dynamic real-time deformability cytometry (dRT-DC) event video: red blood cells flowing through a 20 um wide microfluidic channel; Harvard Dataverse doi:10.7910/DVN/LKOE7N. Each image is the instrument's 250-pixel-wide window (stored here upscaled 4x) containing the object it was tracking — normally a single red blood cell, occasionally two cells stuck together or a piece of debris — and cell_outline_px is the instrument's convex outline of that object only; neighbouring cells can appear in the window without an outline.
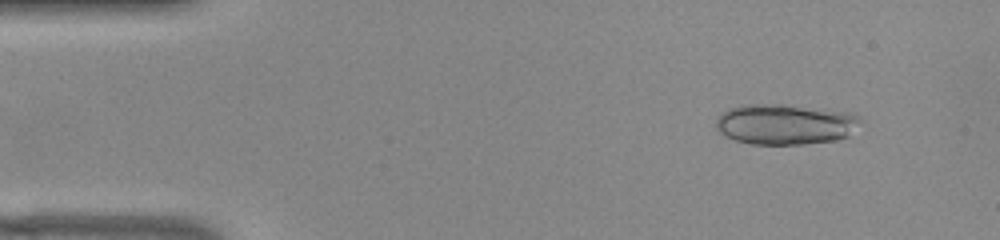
{"species": "common noctule bat (a hibernating species)", "species_latin": "Nyctalus noctula", "temperature_condition": "warm", "stored_images_in_passage": 49, "camera_frame_rate_fps": 3000, "um_per_image_px": 0.085, "animal": {"sex": "female", "body_mass_g": 22.0, "forearm_length_mm": 56.7}, "frame": {"image": 1, "passage_image": 3, "time_ms": 0.667, "image_size_px": [1000, 240], "cell_outline_px": [[864, 120], [848, 136], [836, 140], [804, 144], [752, 144], [736, 140], [720, 132], [716, 128], [716, 120], [720, 112], [728, 108], [744, 104], [780, 104], [852, 112], [860, 116]], "centroid_in_image_um": [66.77, 10.55], "position_along_channel_um": 18.2, "area_um2": 34.39}}
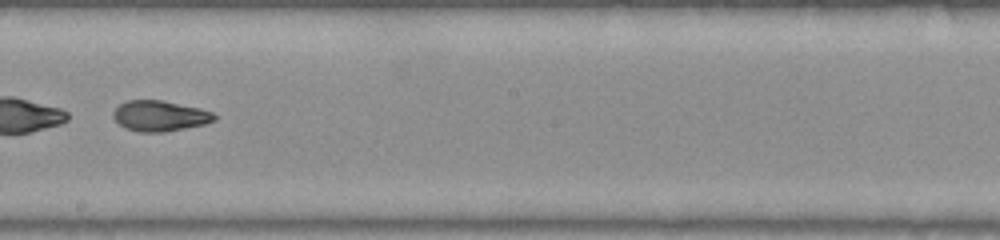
{"frame": {"image": 2, "passage_image": 27, "time_ms": 8.667, "image_size_px": [1000, 240], "cell_outline_px": [[216, 120], [204, 124], [164, 132], [140, 132], [124, 128], [112, 116], [112, 112], [120, 104], [128, 100], [160, 100], [200, 108], [212, 112], [216, 116]], "centroid_in_image_um": [13.57, 9.85], "position_along_channel_um": 234.6, "area_um2": 17.92}}